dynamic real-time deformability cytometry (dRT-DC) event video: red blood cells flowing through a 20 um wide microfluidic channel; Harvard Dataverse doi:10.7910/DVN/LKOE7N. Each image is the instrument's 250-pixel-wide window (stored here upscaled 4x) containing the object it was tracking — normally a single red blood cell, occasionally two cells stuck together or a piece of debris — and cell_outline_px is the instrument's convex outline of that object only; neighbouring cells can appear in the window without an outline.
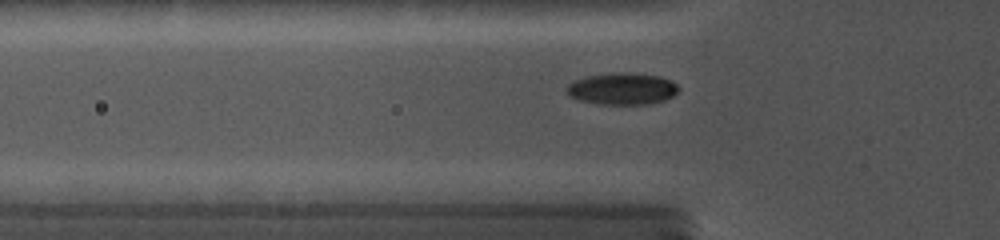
{"species": "common noctule bat (a hibernating species)", "species_latin": "Nyctalus noctula", "temperature_condition": "cold", "stored_images_in_passage": 60, "camera_frame_rate_fps": 5000, "um_per_image_px": 0.085, "animal": {"sex": "female", "body_mass_g": 19.0, "forearm_length_mm": 56.7}, "frame": {"image": 1, "passage_image": 16, "time_ms": 3.8, "image_size_px": [1000, 240], "cell_outline_px": [[680, 88], [672, 96], [664, 100], [644, 104], [600, 104], [580, 100], [572, 96], [568, 92], [568, 84], [576, 80], [588, 76], [616, 72], [628, 72], [660, 76], [672, 80]], "centroid_in_image_um": [52.93, 7.53], "position_along_channel_um": 72.9, "area_um2": 20.46}}
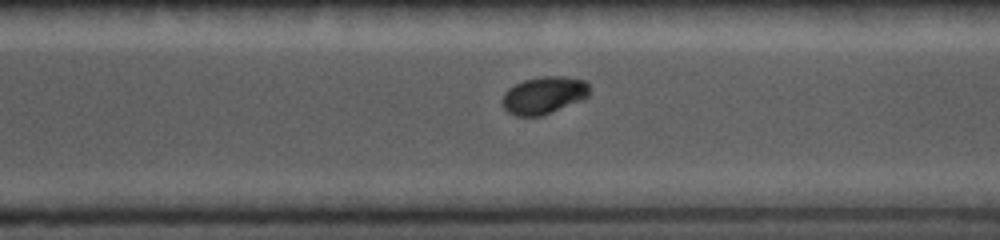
{"frame": {"image": 2, "passage_image": 40, "time_ms": 10.2, "image_size_px": [1000, 240], "cell_outline_px": [[588, 96], [580, 100], [540, 116], [516, 116], [508, 112], [504, 108], [504, 92], [508, 88], [524, 80], [544, 76], [564, 76], [584, 80], [588, 84]], "centroid_in_image_um": [46.21, 8.08], "position_along_channel_um": 324.4, "area_um2": 18.55}}
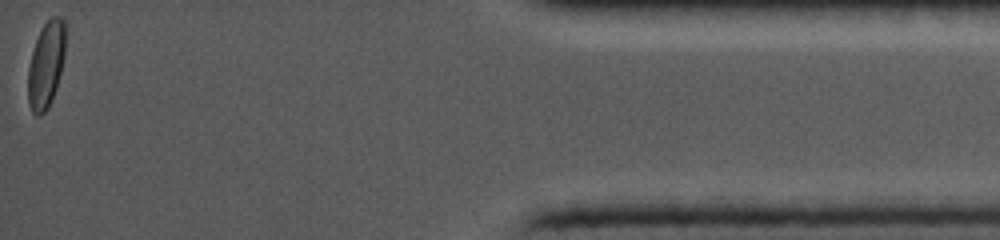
{"frame": {"image": 3, "passage_image": 60, "time_ms": 14.4, "image_size_px": [1000, 240], "cell_outline_px": [[64, 52], [60, 72], [56, 88], [52, 100], [48, 108], [40, 116], [36, 116], [32, 112], [28, 104], [28, 68], [32, 52], [36, 40], [44, 24], [52, 16], [60, 16], [64, 20]], "centroid_in_image_um": [3.89, 5.54], "position_along_channel_um": 431.3, "area_um2": 18.55}}